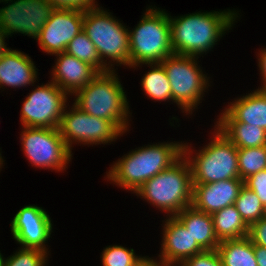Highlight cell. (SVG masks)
Wrapping results in <instances>:
<instances>
[{
  "instance_id": "6da1fadb",
  "label": "cell",
  "mask_w": 266,
  "mask_h": 266,
  "mask_svg": "<svg viewBox=\"0 0 266 266\" xmlns=\"http://www.w3.org/2000/svg\"><path fill=\"white\" fill-rule=\"evenodd\" d=\"M238 17L237 12H197L173 18L171 25V47L174 54L200 56L211 50L225 31L231 29Z\"/></svg>"
},
{
  "instance_id": "7a4b0ae2",
  "label": "cell",
  "mask_w": 266,
  "mask_h": 266,
  "mask_svg": "<svg viewBox=\"0 0 266 266\" xmlns=\"http://www.w3.org/2000/svg\"><path fill=\"white\" fill-rule=\"evenodd\" d=\"M183 155V143L170 142L142 146L118 159L107 179L134 193L148 180L169 168Z\"/></svg>"
},
{
  "instance_id": "3957f363",
  "label": "cell",
  "mask_w": 266,
  "mask_h": 266,
  "mask_svg": "<svg viewBox=\"0 0 266 266\" xmlns=\"http://www.w3.org/2000/svg\"><path fill=\"white\" fill-rule=\"evenodd\" d=\"M114 70L99 72L73 95V103L83 112L113 122L123 133L128 131L129 104Z\"/></svg>"
},
{
  "instance_id": "277c9868",
  "label": "cell",
  "mask_w": 266,
  "mask_h": 266,
  "mask_svg": "<svg viewBox=\"0 0 266 266\" xmlns=\"http://www.w3.org/2000/svg\"><path fill=\"white\" fill-rule=\"evenodd\" d=\"M135 193L170 216L192 206V173L185 156L148 179Z\"/></svg>"
},
{
  "instance_id": "5b68a950",
  "label": "cell",
  "mask_w": 266,
  "mask_h": 266,
  "mask_svg": "<svg viewBox=\"0 0 266 266\" xmlns=\"http://www.w3.org/2000/svg\"><path fill=\"white\" fill-rule=\"evenodd\" d=\"M130 67L161 63L174 54L169 14L149 7L133 31L129 30Z\"/></svg>"
},
{
  "instance_id": "8992f818",
  "label": "cell",
  "mask_w": 266,
  "mask_h": 266,
  "mask_svg": "<svg viewBox=\"0 0 266 266\" xmlns=\"http://www.w3.org/2000/svg\"><path fill=\"white\" fill-rule=\"evenodd\" d=\"M215 134L208 145L192 158L193 151L183 143V155L192 173L193 184H206L231 178H240L238 170V148L215 126Z\"/></svg>"
},
{
  "instance_id": "52a82bcc",
  "label": "cell",
  "mask_w": 266,
  "mask_h": 266,
  "mask_svg": "<svg viewBox=\"0 0 266 266\" xmlns=\"http://www.w3.org/2000/svg\"><path fill=\"white\" fill-rule=\"evenodd\" d=\"M83 31L109 70H114L112 61L130 67L129 30L109 12L100 7L84 11ZM105 58L111 59L108 64Z\"/></svg>"
},
{
  "instance_id": "ba28073f",
  "label": "cell",
  "mask_w": 266,
  "mask_h": 266,
  "mask_svg": "<svg viewBox=\"0 0 266 266\" xmlns=\"http://www.w3.org/2000/svg\"><path fill=\"white\" fill-rule=\"evenodd\" d=\"M198 58L173 54L161 62L171 85L172 101L187 114L200 104L205 89L210 86L209 79L196 62Z\"/></svg>"
},
{
  "instance_id": "9c48e42d",
  "label": "cell",
  "mask_w": 266,
  "mask_h": 266,
  "mask_svg": "<svg viewBox=\"0 0 266 266\" xmlns=\"http://www.w3.org/2000/svg\"><path fill=\"white\" fill-rule=\"evenodd\" d=\"M21 145L32 166L62 171L71 161L70 151L59 128L24 127Z\"/></svg>"
},
{
  "instance_id": "30bf717a",
  "label": "cell",
  "mask_w": 266,
  "mask_h": 266,
  "mask_svg": "<svg viewBox=\"0 0 266 266\" xmlns=\"http://www.w3.org/2000/svg\"><path fill=\"white\" fill-rule=\"evenodd\" d=\"M59 130L70 151L73 142L85 145L107 144L123 134L113 122L87 114L75 105H72L69 112L64 109Z\"/></svg>"
},
{
  "instance_id": "8fae6325",
  "label": "cell",
  "mask_w": 266,
  "mask_h": 266,
  "mask_svg": "<svg viewBox=\"0 0 266 266\" xmlns=\"http://www.w3.org/2000/svg\"><path fill=\"white\" fill-rule=\"evenodd\" d=\"M52 81L35 88L25 99L21 109L22 127L59 128L67 96Z\"/></svg>"
},
{
  "instance_id": "7c38bea8",
  "label": "cell",
  "mask_w": 266,
  "mask_h": 266,
  "mask_svg": "<svg viewBox=\"0 0 266 266\" xmlns=\"http://www.w3.org/2000/svg\"><path fill=\"white\" fill-rule=\"evenodd\" d=\"M8 6L0 8V29L12 36L21 33L38 39L55 8L47 0H0Z\"/></svg>"
},
{
  "instance_id": "4fadbf2b",
  "label": "cell",
  "mask_w": 266,
  "mask_h": 266,
  "mask_svg": "<svg viewBox=\"0 0 266 266\" xmlns=\"http://www.w3.org/2000/svg\"><path fill=\"white\" fill-rule=\"evenodd\" d=\"M83 19L84 11L55 9L37 39L40 49L51 55L65 52L69 42L83 30Z\"/></svg>"
},
{
  "instance_id": "5bb4252c",
  "label": "cell",
  "mask_w": 266,
  "mask_h": 266,
  "mask_svg": "<svg viewBox=\"0 0 266 266\" xmlns=\"http://www.w3.org/2000/svg\"><path fill=\"white\" fill-rule=\"evenodd\" d=\"M52 222L47 212L36 205L21 208L11 221L13 238L21 248L39 249L48 252L46 241L52 233Z\"/></svg>"
},
{
  "instance_id": "9a60e30c",
  "label": "cell",
  "mask_w": 266,
  "mask_h": 266,
  "mask_svg": "<svg viewBox=\"0 0 266 266\" xmlns=\"http://www.w3.org/2000/svg\"><path fill=\"white\" fill-rule=\"evenodd\" d=\"M165 220L159 257L170 266H180L195 254L205 251L175 216L169 215Z\"/></svg>"
},
{
  "instance_id": "2e32d148",
  "label": "cell",
  "mask_w": 266,
  "mask_h": 266,
  "mask_svg": "<svg viewBox=\"0 0 266 266\" xmlns=\"http://www.w3.org/2000/svg\"><path fill=\"white\" fill-rule=\"evenodd\" d=\"M244 181L240 178H231L206 184H193L192 206L201 212L213 214L237 199Z\"/></svg>"
},
{
  "instance_id": "e0dca14e",
  "label": "cell",
  "mask_w": 266,
  "mask_h": 266,
  "mask_svg": "<svg viewBox=\"0 0 266 266\" xmlns=\"http://www.w3.org/2000/svg\"><path fill=\"white\" fill-rule=\"evenodd\" d=\"M57 62L52 70V82L67 94H74L85 87L99 73L86 62L66 52L56 54Z\"/></svg>"
},
{
  "instance_id": "ac0fdd59",
  "label": "cell",
  "mask_w": 266,
  "mask_h": 266,
  "mask_svg": "<svg viewBox=\"0 0 266 266\" xmlns=\"http://www.w3.org/2000/svg\"><path fill=\"white\" fill-rule=\"evenodd\" d=\"M36 70L38 69L27 54L10 48L0 57V88L34 84L38 73Z\"/></svg>"
},
{
  "instance_id": "d6986e66",
  "label": "cell",
  "mask_w": 266,
  "mask_h": 266,
  "mask_svg": "<svg viewBox=\"0 0 266 266\" xmlns=\"http://www.w3.org/2000/svg\"><path fill=\"white\" fill-rule=\"evenodd\" d=\"M215 126L238 149L266 146V131L260 127L237 122L225 109Z\"/></svg>"
},
{
  "instance_id": "ffe728a7",
  "label": "cell",
  "mask_w": 266,
  "mask_h": 266,
  "mask_svg": "<svg viewBox=\"0 0 266 266\" xmlns=\"http://www.w3.org/2000/svg\"><path fill=\"white\" fill-rule=\"evenodd\" d=\"M237 122L266 131V89L258 88L231 102L225 109Z\"/></svg>"
},
{
  "instance_id": "44dd1931",
  "label": "cell",
  "mask_w": 266,
  "mask_h": 266,
  "mask_svg": "<svg viewBox=\"0 0 266 266\" xmlns=\"http://www.w3.org/2000/svg\"><path fill=\"white\" fill-rule=\"evenodd\" d=\"M175 217L204 250H216L218 248L220 241L215 234L211 214L198 211L190 206L184 208Z\"/></svg>"
},
{
  "instance_id": "7402d4cb",
  "label": "cell",
  "mask_w": 266,
  "mask_h": 266,
  "mask_svg": "<svg viewBox=\"0 0 266 266\" xmlns=\"http://www.w3.org/2000/svg\"><path fill=\"white\" fill-rule=\"evenodd\" d=\"M211 217L219 241L248 237L249 226L234 204L214 212Z\"/></svg>"
},
{
  "instance_id": "603a6c76",
  "label": "cell",
  "mask_w": 266,
  "mask_h": 266,
  "mask_svg": "<svg viewBox=\"0 0 266 266\" xmlns=\"http://www.w3.org/2000/svg\"><path fill=\"white\" fill-rule=\"evenodd\" d=\"M216 251L222 266H258L253 243L248 237L220 241Z\"/></svg>"
},
{
  "instance_id": "cb8c5ba5",
  "label": "cell",
  "mask_w": 266,
  "mask_h": 266,
  "mask_svg": "<svg viewBox=\"0 0 266 266\" xmlns=\"http://www.w3.org/2000/svg\"><path fill=\"white\" fill-rule=\"evenodd\" d=\"M151 70L141 81V87L151 99L156 101H172V89L162 63H145Z\"/></svg>"
},
{
  "instance_id": "d4e9b609",
  "label": "cell",
  "mask_w": 266,
  "mask_h": 266,
  "mask_svg": "<svg viewBox=\"0 0 266 266\" xmlns=\"http://www.w3.org/2000/svg\"><path fill=\"white\" fill-rule=\"evenodd\" d=\"M65 52L88 63L98 72H106L109 70V68L102 63L95 45L83 30L79 32L71 42H69Z\"/></svg>"
},
{
  "instance_id": "484cf974",
  "label": "cell",
  "mask_w": 266,
  "mask_h": 266,
  "mask_svg": "<svg viewBox=\"0 0 266 266\" xmlns=\"http://www.w3.org/2000/svg\"><path fill=\"white\" fill-rule=\"evenodd\" d=\"M266 169V146L238 149L239 177H248Z\"/></svg>"
},
{
  "instance_id": "4316f807",
  "label": "cell",
  "mask_w": 266,
  "mask_h": 266,
  "mask_svg": "<svg viewBox=\"0 0 266 266\" xmlns=\"http://www.w3.org/2000/svg\"><path fill=\"white\" fill-rule=\"evenodd\" d=\"M234 205L248 226L264 217V206L262 202L256 193L245 185L240 189Z\"/></svg>"
},
{
  "instance_id": "83f0119b",
  "label": "cell",
  "mask_w": 266,
  "mask_h": 266,
  "mask_svg": "<svg viewBox=\"0 0 266 266\" xmlns=\"http://www.w3.org/2000/svg\"><path fill=\"white\" fill-rule=\"evenodd\" d=\"M101 258L103 266H135L141 257L136 256L133 248L113 245L104 249Z\"/></svg>"
},
{
  "instance_id": "f1b7e54d",
  "label": "cell",
  "mask_w": 266,
  "mask_h": 266,
  "mask_svg": "<svg viewBox=\"0 0 266 266\" xmlns=\"http://www.w3.org/2000/svg\"><path fill=\"white\" fill-rule=\"evenodd\" d=\"M48 253L39 249L21 248L4 261V266H45Z\"/></svg>"
},
{
  "instance_id": "f546056e",
  "label": "cell",
  "mask_w": 266,
  "mask_h": 266,
  "mask_svg": "<svg viewBox=\"0 0 266 266\" xmlns=\"http://www.w3.org/2000/svg\"><path fill=\"white\" fill-rule=\"evenodd\" d=\"M180 266H222L216 250H205L184 261Z\"/></svg>"
},
{
  "instance_id": "4dcf8cb0",
  "label": "cell",
  "mask_w": 266,
  "mask_h": 266,
  "mask_svg": "<svg viewBox=\"0 0 266 266\" xmlns=\"http://www.w3.org/2000/svg\"><path fill=\"white\" fill-rule=\"evenodd\" d=\"M244 185L256 193L263 206H266V169L251 175L244 181Z\"/></svg>"
},
{
  "instance_id": "1f68e13d",
  "label": "cell",
  "mask_w": 266,
  "mask_h": 266,
  "mask_svg": "<svg viewBox=\"0 0 266 266\" xmlns=\"http://www.w3.org/2000/svg\"><path fill=\"white\" fill-rule=\"evenodd\" d=\"M55 9L87 11L96 9L95 0H47Z\"/></svg>"
},
{
  "instance_id": "d6a6232c",
  "label": "cell",
  "mask_w": 266,
  "mask_h": 266,
  "mask_svg": "<svg viewBox=\"0 0 266 266\" xmlns=\"http://www.w3.org/2000/svg\"><path fill=\"white\" fill-rule=\"evenodd\" d=\"M248 238L253 245L266 247V218L262 217L257 222L249 226Z\"/></svg>"
},
{
  "instance_id": "836d02e7",
  "label": "cell",
  "mask_w": 266,
  "mask_h": 266,
  "mask_svg": "<svg viewBox=\"0 0 266 266\" xmlns=\"http://www.w3.org/2000/svg\"><path fill=\"white\" fill-rule=\"evenodd\" d=\"M161 260L157 261L152 258L148 257H142L136 262L135 266H170L166 261H164L162 258ZM158 262V263H157Z\"/></svg>"
},
{
  "instance_id": "e575fe53",
  "label": "cell",
  "mask_w": 266,
  "mask_h": 266,
  "mask_svg": "<svg viewBox=\"0 0 266 266\" xmlns=\"http://www.w3.org/2000/svg\"><path fill=\"white\" fill-rule=\"evenodd\" d=\"M259 57L260 58H258V66L260 68V72L263 77L262 79L264 81L263 86L261 87L262 89H266V48L260 51Z\"/></svg>"
},
{
  "instance_id": "d590c367",
  "label": "cell",
  "mask_w": 266,
  "mask_h": 266,
  "mask_svg": "<svg viewBox=\"0 0 266 266\" xmlns=\"http://www.w3.org/2000/svg\"><path fill=\"white\" fill-rule=\"evenodd\" d=\"M253 250L258 266H266V247L253 245Z\"/></svg>"
},
{
  "instance_id": "8d00e7d4",
  "label": "cell",
  "mask_w": 266,
  "mask_h": 266,
  "mask_svg": "<svg viewBox=\"0 0 266 266\" xmlns=\"http://www.w3.org/2000/svg\"><path fill=\"white\" fill-rule=\"evenodd\" d=\"M7 34L0 29V57L10 48L6 47L5 38Z\"/></svg>"
},
{
  "instance_id": "74e56055",
  "label": "cell",
  "mask_w": 266,
  "mask_h": 266,
  "mask_svg": "<svg viewBox=\"0 0 266 266\" xmlns=\"http://www.w3.org/2000/svg\"><path fill=\"white\" fill-rule=\"evenodd\" d=\"M5 258H3L2 254L0 253V266H4V260Z\"/></svg>"
},
{
  "instance_id": "f35d334b",
  "label": "cell",
  "mask_w": 266,
  "mask_h": 266,
  "mask_svg": "<svg viewBox=\"0 0 266 266\" xmlns=\"http://www.w3.org/2000/svg\"><path fill=\"white\" fill-rule=\"evenodd\" d=\"M1 149V148H0ZM3 158H2V156H1V153H0V168L3 166Z\"/></svg>"
},
{
  "instance_id": "ab89813d",
  "label": "cell",
  "mask_w": 266,
  "mask_h": 266,
  "mask_svg": "<svg viewBox=\"0 0 266 266\" xmlns=\"http://www.w3.org/2000/svg\"><path fill=\"white\" fill-rule=\"evenodd\" d=\"M264 217L266 218V206L264 207Z\"/></svg>"
}]
</instances>
